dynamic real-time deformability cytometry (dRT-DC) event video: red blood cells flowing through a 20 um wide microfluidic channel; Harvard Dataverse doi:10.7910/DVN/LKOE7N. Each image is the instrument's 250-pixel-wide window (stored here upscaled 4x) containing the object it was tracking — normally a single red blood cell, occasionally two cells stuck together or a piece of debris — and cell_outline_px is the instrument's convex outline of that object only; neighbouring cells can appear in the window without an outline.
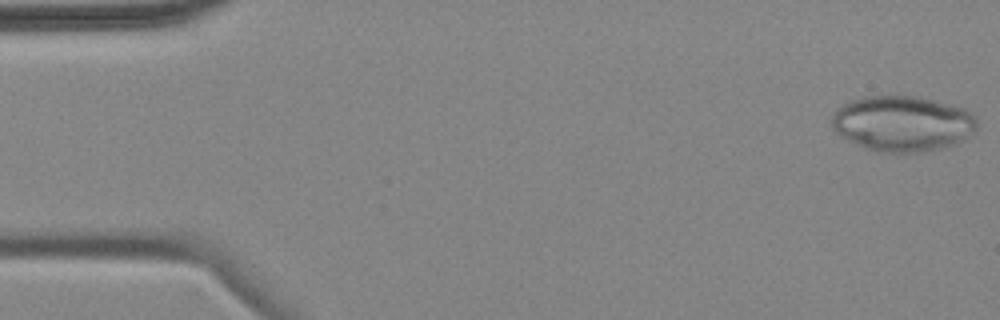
{"species": "common noctule bat (a hibernating species)", "species_latin": "Nyctalus noctula", "temperature_condition": "cold", "stored_images_in_passage": 5, "camera_frame_rate_fps": 3000, "um_per_image_px": 0.085, "animal": {"sex": "female", "body_mass_g": 18.4}, "frame": {"image": 1, "passage_image": 1, "time_ms": 0.0, "image_size_px": [1000, 320], "cell_outline_px": [[976, 128], [968, 136], [944, 148], [916, 152], [880, 152], [868, 148], [836, 132], [832, 128], [832, 116], [848, 100], [864, 96], [916, 96], [964, 108], [976, 116]], "centroid_in_image_um": [76.73, 10.48], "position_along_channel_um": 8.3, "area_um2": 46.3}}